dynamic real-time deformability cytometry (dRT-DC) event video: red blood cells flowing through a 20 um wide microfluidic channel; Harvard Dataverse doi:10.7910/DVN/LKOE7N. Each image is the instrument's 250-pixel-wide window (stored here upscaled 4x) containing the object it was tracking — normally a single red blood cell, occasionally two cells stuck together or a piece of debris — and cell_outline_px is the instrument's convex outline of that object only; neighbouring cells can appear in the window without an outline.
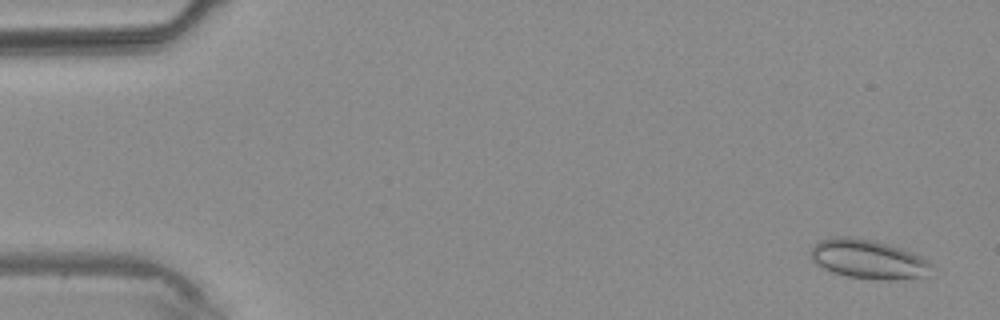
{"species": "common noctule bat (a hibernating species)", "species_latin": "Nyctalus noctula", "temperature_condition": "warm", "stored_images_in_passage": 4, "camera_frame_rate_fps": 3000, "um_per_image_px": 0.085, "animal": {"sex": "male", "body_mass_g": 20.4}, "frame": {"image": 1, "passage_image": 1, "time_ms": 0.0, "image_size_px": [1000, 320], "cell_outline_px": [[936, 268], [924, 276], [896, 280], [880, 280], [848, 276], [832, 272], [816, 264], [812, 260], [812, 248], [820, 240], [836, 236], [848, 236], [872, 240], [888, 244], [900, 248], [932, 264]], "centroid_in_image_um": [73.79, 22.04], "position_along_channel_um": 11.2, "area_um2": 27.17}}